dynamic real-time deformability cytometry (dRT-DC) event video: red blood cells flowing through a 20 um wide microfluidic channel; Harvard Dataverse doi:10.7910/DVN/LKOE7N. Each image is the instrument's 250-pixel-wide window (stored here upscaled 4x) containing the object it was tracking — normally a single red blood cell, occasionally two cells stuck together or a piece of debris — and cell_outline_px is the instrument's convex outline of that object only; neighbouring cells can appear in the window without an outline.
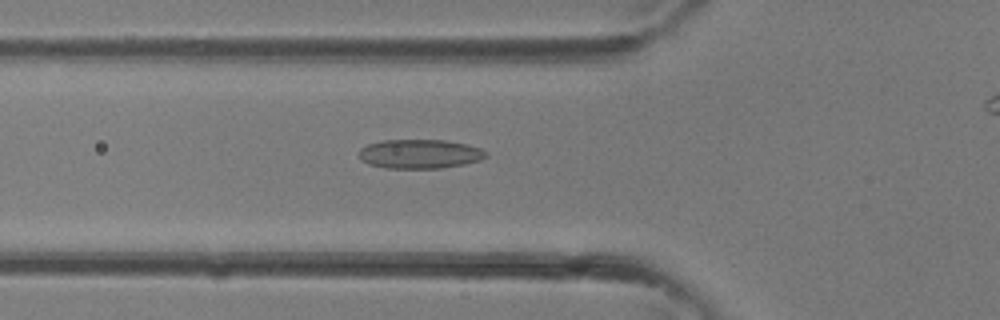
{"species": "common noctule bat (a hibernating species)", "species_latin": "Nyctalus noctula", "temperature_condition": "room temperature", "stored_images_in_passage": 31, "camera_frame_rate_fps": 3000, "um_per_image_px": 0.085, "animal": {"sex": "female"}, "frame": {"image": 1, "passage_image": 11, "time_ms": 3.333, "image_size_px": [1000, 320], "cell_outline_px": [[488, 156], [480, 160], [464, 164], [440, 168], [388, 168], [368, 164], [360, 160], [360, 148], [368, 144], [380, 140], [444, 140], [468, 144], [480, 148], [488, 152]], "centroid_in_image_um": [35.69, 13.08], "position_along_channel_um": 90.1, "area_um2": 21.68}}
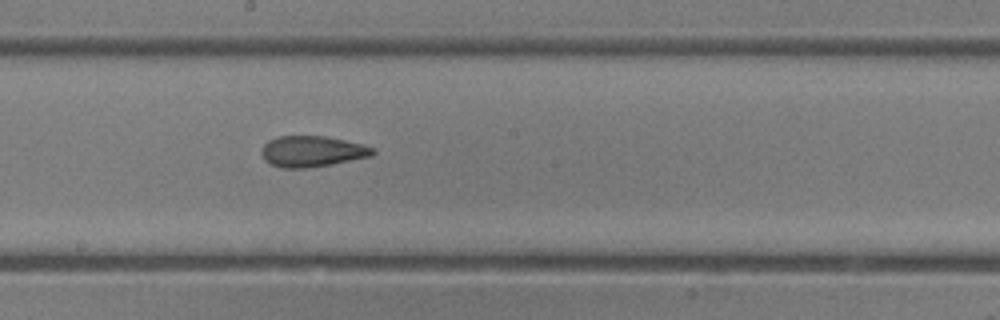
{"frame": {"image": 2, "passage_image": 18, "time_ms": 5.667, "image_size_px": [1000, 320], "cell_outline_px": [[376, 152], [372, 156], [332, 164], [308, 168], [280, 168], [268, 164], [264, 160], [260, 152], [264, 144], [268, 140], [276, 136], [324, 136], [364, 144], [376, 148]], "centroid_in_image_um": [26.51, 12.87], "position_along_channel_um": 221.7, "area_um2": 20.4}}
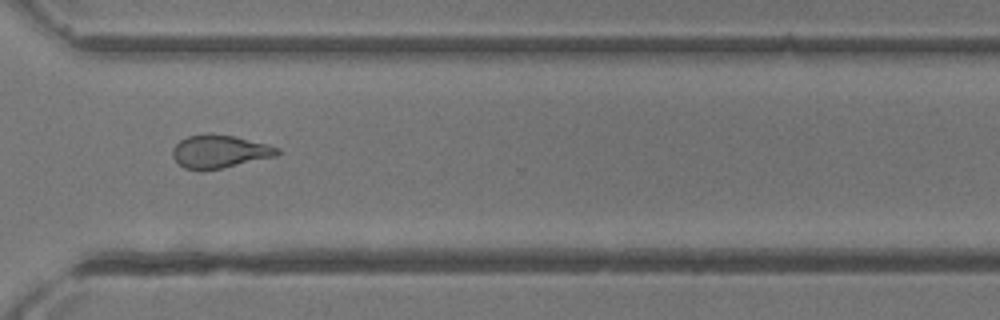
{"frame": {"image": 3, "passage_image": 25, "time_ms": 8.0, "image_size_px": [1000, 320], "cell_outline_px": [[280, 152], [276, 156], [220, 168], [200, 172], [184, 168], [172, 156], [172, 148], [180, 140], [188, 136], [208, 132], [212, 132], [236, 136], [268, 144], [280, 148]], "centroid_in_image_um": [18.64, 12.86], "position_along_channel_um": 352.0, "area_um2": 20.52}}